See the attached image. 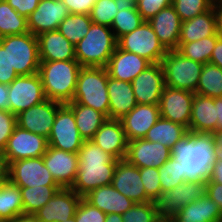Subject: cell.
<instances>
[{
	"label": "cell",
	"mask_w": 222,
	"mask_h": 222,
	"mask_svg": "<svg viewBox=\"0 0 222 222\" xmlns=\"http://www.w3.org/2000/svg\"><path fill=\"white\" fill-rule=\"evenodd\" d=\"M109 119L120 120L136 105L131 82L117 80L108 76Z\"/></svg>",
	"instance_id": "4316f807"
},
{
	"label": "cell",
	"mask_w": 222,
	"mask_h": 222,
	"mask_svg": "<svg viewBox=\"0 0 222 222\" xmlns=\"http://www.w3.org/2000/svg\"><path fill=\"white\" fill-rule=\"evenodd\" d=\"M107 82L108 72L105 67H82L72 102L92 107L109 119Z\"/></svg>",
	"instance_id": "5b68a950"
},
{
	"label": "cell",
	"mask_w": 222,
	"mask_h": 222,
	"mask_svg": "<svg viewBox=\"0 0 222 222\" xmlns=\"http://www.w3.org/2000/svg\"><path fill=\"white\" fill-rule=\"evenodd\" d=\"M8 179L19 187L59 186L46 168L42 157L11 162Z\"/></svg>",
	"instance_id": "7c38bea8"
},
{
	"label": "cell",
	"mask_w": 222,
	"mask_h": 222,
	"mask_svg": "<svg viewBox=\"0 0 222 222\" xmlns=\"http://www.w3.org/2000/svg\"><path fill=\"white\" fill-rule=\"evenodd\" d=\"M140 176L144 185L146 196L152 202H156L162 192L158 168H140Z\"/></svg>",
	"instance_id": "f6af8a7d"
},
{
	"label": "cell",
	"mask_w": 222,
	"mask_h": 222,
	"mask_svg": "<svg viewBox=\"0 0 222 222\" xmlns=\"http://www.w3.org/2000/svg\"><path fill=\"white\" fill-rule=\"evenodd\" d=\"M194 94L165 85L159 101L160 117L183 125L189 131Z\"/></svg>",
	"instance_id": "5bb4252c"
},
{
	"label": "cell",
	"mask_w": 222,
	"mask_h": 222,
	"mask_svg": "<svg viewBox=\"0 0 222 222\" xmlns=\"http://www.w3.org/2000/svg\"><path fill=\"white\" fill-rule=\"evenodd\" d=\"M172 0H139L136 7L144 21H149L160 10L171 5Z\"/></svg>",
	"instance_id": "c3c4849f"
},
{
	"label": "cell",
	"mask_w": 222,
	"mask_h": 222,
	"mask_svg": "<svg viewBox=\"0 0 222 222\" xmlns=\"http://www.w3.org/2000/svg\"><path fill=\"white\" fill-rule=\"evenodd\" d=\"M116 47L111 27L92 22L86 36L75 45L76 60L82 67H106Z\"/></svg>",
	"instance_id": "277c9868"
},
{
	"label": "cell",
	"mask_w": 222,
	"mask_h": 222,
	"mask_svg": "<svg viewBox=\"0 0 222 222\" xmlns=\"http://www.w3.org/2000/svg\"><path fill=\"white\" fill-rule=\"evenodd\" d=\"M158 170L162 191H170L186 181L185 174H182L180 162L175 161L172 157L159 167Z\"/></svg>",
	"instance_id": "b9f144b4"
},
{
	"label": "cell",
	"mask_w": 222,
	"mask_h": 222,
	"mask_svg": "<svg viewBox=\"0 0 222 222\" xmlns=\"http://www.w3.org/2000/svg\"><path fill=\"white\" fill-rule=\"evenodd\" d=\"M83 198L105 214L116 213L122 215L135 204V202L121 194L112 185L98 187Z\"/></svg>",
	"instance_id": "83f0119b"
},
{
	"label": "cell",
	"mask_w": 222,
	"mask_h": 222,
	"mask_svg": "<svg viewBox=\"0 0 222 222\" xmlns=\"http://www.w3.org/2000/svg\"><path fill=\"white\" fill-rule=\"evenodd\" d=\"M81 198L71 188H60L35 215L40 222L69 220L75 216Z\"/></svg>",
	"instance_id": "ffe728a7"
},
{
	"label": "cell",
	"mask_w": 222,
	"mask_h": 222,
	"mask_svg": "<svg viewBox=\"0 0 222 222\" xmlns=\"http://www.w3.org/2000/svg\"><path fill=\"white\" fill-rule=\"evenodd\" d=\"M91 141L116 160L126 157L128 141L120 120L107 118Z\"/></svg>",
	"instance_id": "603a6c76"
},
{
	"label": "cell",
	"mask_w": 222,
	"mask_h": 222,
	"mask_svg": "<svg viewBox=\"0 0 222 222\" xmlns=\"http://www.w3.org/2000/svg\"><path fill=\"white\" fill-rule=\"evenodd\" d=\"M122 5L136 6L139 0H118Z\"/></svg>",
	"instance_id": "e7e4bbea"
},
{
	"label": "cell",
	"mask_w": 222,
	"mask_h": 222,
	"mask_svg": "<svg viewBox=\"0 0 222 222\" xmlns=\"http://www.w3.org/2000/svg\"><path fill=\"white\" fill-rule=\"evenodd\" d=\"M215 143V160H222V132H212Z\"/></svg>",
	"instance_id": "6f0895ef"
},
{
	"label": "cell",
	"mask_w": 222,
	"mask_h": 222,
	"mask_svg": "<svg viewBox=\"0 0 222 222\" xmlns=\"http://www.w3.org/2000/svg\"><path fill=\"white\" fill-rule=\"evenodd\" d=\"M48 146L46 137L16 125L2 153L9 165L16 160L42 157Z\"/></svg>",
	"instance_id": "8fae6325"
},
{
	"label": "cell",
	"mask_w": 222,
	"mask_h": 222,
	"mask_svg": "<svg viewBox=\"0 0 222 222\" xmlns=\"http://www.w3.org/2000/svg\"><path fill=\"white\" fill-rule=\"evenodd\" d=\"M92 24L90 15L69 14L58 27V31L74 46L83 39Z\"/></svg>",
	"instance_id": "74e56055"
},
{
	"label": "cell",
	"mask_w": 222,
	"mask_h": 222,
	"mask_svg": "<svg viewBox=\"0 0 222 222\" xmlns=\"http://www.w3.org/2000/svg\"><path fill=\"white\" fill-rule=\"evenodd\" d=\"M215 143L212 133L187 135L174 144L171 157L180 162L186 181L206 182L215 162Z\"/></svg>",
	"instance_id": "6da1fadb"
},
{
	"label": "cell",
	"mask_w": 222,
	"mask_h": 222,
	"mask_svg": "<svg viewBox=\"0 0 222 222\" xmlns=\"http://www.w3.org/2000/svg\"><path fill=\"white\" fill-rule=\"evenodd\" d=\"M82 66L77 60L40 62V75L46 99L62 104L72 102Z\"/></svg>",
	"instance_id": "3957f363"
},
{
	"label": "cell",
	"mask_w": 222,
	"mask_h": 222,
	"mask_svg": "<svg viewBox=\"0 0 222 222\" xmlns=\"http://www.w3.org/2000/svg\"><path fill=\"white\" fill-rule=\"evenodd\" d=\"M84 139L77 129L73 110L62 104L55 116L51 133L48 137V145L56 149L78 153L82 147Z\"/></svg>",
	"instance_id": "30bf717a"
},
{
	"label": "cell",
	"mask_w": 222,
	"mask_h": 222,
	"mask_svg": "<svg viewBox=\"0 0 222 222\" xmlns=\"http://www.w3.org/2000/svg\"><path fill=\"white\" fill-rule=\"evenodd\" d=\"M121 217L123 222H158L161 219L152 201L133 204Z\"/></svg>",
	"instance_id": "7bdbcfd3"
},
{
	"label": "cell",
	"mask_w": 222,
	"mask_h": 222,
	"mask_svg": "<svg viewBox=\"0 0 222 222\" xmlns=\"http://www.w3.org/2000/svg\"><path fill=\"white\" fill-rule=\"evenodd\" d=\"M68 7L70 14L89 15L96 0H62Z\"/></svg>",
	"instance_id": "f907efd6"
},
{
	"label": "cell",
	"mask_w": 222,
	"mask_h": 222,
	"mask_svg": "<svg viewBox=\"0 0 222 222\" xmlns=\"http://www.w3.org/2000/svg\"><path fill=\"white\" fill-rule=\"evenodd\" d=\"M16 125V115L8 110H0V152L5 149Z\"/></svg>",
	"instance_id": "7dc6e473"
},
{
	"label": "cell",
	"mask_w": 222,
	"mask_h": 222,
	"mask_svg": "<svg viewBox=\"0 0 222 222\" xmlns=\"http://www.w3.org/2000/svg\"><path fill=\"white\" fill-rule=\"evenodd\" d=\"M216 33V18L212 6L208 11L182 22L179 43L198 41Z\"/></svg>",
	"instance_id": "4dcf8cb0"
},
{
	"label": "cell",
	"mask_w": 222,
	"mask_h": 222,
	"mask_svg": "<svg viewBox=\"0 0 222 222\" xmlns=\"http://www.w3.org/2000/svg\"><path fill=\"white\" fill-rule=\"evenodd\" d=\"M195 93L211 98L222 97V69L211 63L204 64Z\"/></svg>",
	"instance_id": "f35d334b"
},
{
	"label": "cell",
	"mask_w": 222,
	"mask_h": 222,
	"mask_svg": "<svg viewBox=\"0 0 222 222\" xmlns=\"http://www.w3.org/2000/svg\"><path fill=\"white\" fill-rule=\"evenodd\" d=\"M170 158L171 150L161 143L145 138L128 141L125 159L138 168H159Z\"/></svg>",
	"instance_id": "d6986e66"
},
{
	"label": "cell",
	"mask_w": 222,
	"mask_h": 222,
	"mask_svg": "<svg viewBox=\"0 0 222 222\" xmlns=\"http://www.w3.org/2000/svg\"><path fill=\"white\" fill-rule=\"evenodd\" d=\"M217 106L214 98L194 94L192 101L189 131L195 133H212L216 130Z\"/></svg>",
	"instance_id": "f1b7e54d"
},
{
	"label": "cell",
	"mask_w": 222,
	"mask_h": 222,
	"mask_svg": "<svg viewBox=\"0 0 222 222\" xmlns=\"http://www.w3.org/2000/svg\"><path fill=\"white\" fill-rule=\"evenodd\" d=\"M214 14L216 18V32L222 38V3H213Z\"/></svg>",
	"instance_id": "9f6ffc18"
},
{
	"label": "cell",
	"mask_w": 222,
	"mask_h": 222,
	"mask_svg": "<svg viewBox=\"0 0 222 222\" xmlns=\"http://www.w3.org/2000/svg\"><path fill=\"white\" fill-rule=\"evenodd\" d=\"M205 192V182L184 181L170 191H162L155 205L160 218L171 219L181 208L199 199Z\"/></svg>",
	"instance_id": "4fadbf2b"
},
{
	"label": "cell",
	"mask_w": 222,
	"mask_h": 222,
	"mask_svg": "<svg viewBox=\"0 0 222 222\" xmlns=\"http://www.w3.org/2000/svg\"><path fill=\"white\" fill-rule=\"evenodd\" d=\"M209 63L214 64L222 69V38L221 37L217 40L215 44Z\"/></svg>",
	"instance_id": "11a10c76"
},
{
	"label": "cell",
	"mask_w": 222,
	"mask_h": 222,
	"mask_svg": "<svg viewBox=\"0 0 222 222\" xmlns=\"http://www.w3.org/2000/svg\"><path fill=\"white\" fill-rule=\"evenodd\" d=\"M219 38L220 36L216 33L198 41L178 43L177 51L183 56L204 65L210 62L212 51Z\"/></svg>",
	"instance_id": "8d00e7d4"
},
{
	"label": "cell",
	"mask_w": 222,
	"mask_h": 222,
	"mask_svg": "<svg viewBox=\"0 0 222 222\" xmlns=\"http://www.w3.org/2000/svg\"><path fill=\"white\" fill-rule=\"evenodd\" d=\"M105 222H123V219L119 214L110 213L106 215Z\"/></svg>",
	"instance_id": "be15d7a7"
},
{
	"label": "cell",
	"mask_w": 222,
	"mask_h": 222,
	"mask_svg": "<svg viewBox=\"0 0 222 222\" xmlns=\"http://www.w3.org/2000/svg\"><path fill=\"white\" fill-rule=\"evenodd\" d=\"M67 105L73 110L80 136L84 140H91L107 117L92 107L75 102H69Z\"/></svg>",
	"instance_id": "1f68e13d"
},
{
	"label": "cell",
	"mask_w": 222,
	"mask_h": 222,
	"mask_svg": "<svg viewBox=\"0 0 222 222\" xmlns=\"http://www.w3.org/2000/svg\"><path fill=\"white\" fill-rule=\"evenodd\" d=\"M42 158L56 183L61 188H71L78 171V153L48 146Z\"/></svg>",
	"instance_id": "ac0fdd59"
},
{
	"label": "cell",
	"mask_w": 222,
	"mask_h": 222,
	"mask_svg": "<svg viewBox=\"0 0 222 222\" xmlns=\"http://www.w3.org/2000/svg\"><path fill=\"white\" fill-rule=\"evenodd\" d=\"M143 21L136 6L122 5L113 19L111 29L115 38L118 39L124 34L134 31Z\"/></svg>",
	"instance_id": "ab89813d"
},
{
	"label": "cell",
	"mask_w": 222,
	"mask_h": 222,
	"mask_svg": "<svg viewBox=\"0 0 222 222\" xmlns=\"http://www.w3.org/2000/svg\"><path fill=\"white\" fill-rule=\"evenodd\" d=\"M205 183L222 184V160H215L212 165L209 178Z\"/></svg>",
	"instance_id": "db71d44e"
},
{
	"label": "cell",
	"mask_w": 222,
	"mask_h": 222,
	"mask_svg": "<svg viewBox=\"0 0 222 222\" xmlns=\"http://www.w3.org/2000/svg\"><path fill=\"white\" fill-rule=\"evenodd\" d=\"M70 14L62 0H41L37 8L27 17L28 31L36 37L55 31Z\"/></svg>",
	"instance_id": "9a60e30c"
},
{
	"label": "cell",
	"mask_w": 222,
	"mask_h": 222,
	"mask_svg": "<svg viewBox=\"0 0 222 222\" xmlns=\"http://www.w3.org/2000/svg\"><path fill=\"white\" fill-rule=\"evenodd\" d=\"M18 76L15 69L9 65L8 48H4L0 43V83L9 85Z\"/></svg>",
	"instance_id": "681fc988"
},
{
	"label": "cell",
	"mask_w": 222,
	"mask_h": 222,
	"mask_svg": "<svg viewBox=\"0 0 222 222\" xmlns=\"http://www.w3.org/2000/svg\"><path fill=\"white\" fill-rule=\"evenodd\" d=\"M60 188V186L20 187L23 213L35 214Z\"/></svg>",
	"instance_id": "e575fe53"
},
{
	"label": "cell",
	"mask_w": 222,
	"mask_h": 222,
	"mask_svg": "<svg viewBox=\"0 0 222 222\" xmlns=\"http://www.w3.org/2000/svg\"><path fill=\"white\" fill-rule=\"evenodd\" d=\"M117 47L137 54L151 63H161L162 58L168 52L158 40L148 21H143L134 31L118 38Z\"/></svg>",
	"instance_id": "ba28073f"
},
{
	"label": "cell",
	"mask_w": 222,
	"mask_h": 222,
	"mask_svg": "<svg viewBox=\"0 0 222 222\" xmlns=\"http://www.w3.org/2000/svg\"><path fill=\"white\" fill-rule=\"evenodd\" d=\"M152 63L137 54L116 47L106 65L108 76L125 82H132Z\"/></svg>",
	"instance_id": "cb8c5ba5"
},
{
	"label": "cell",
	"mask_w": 222,
	"mask_h": 222,
	"mask_svg": "<svg viewBox=\"0 0 222 222\" xmlns=\"http://www.w3.org/2000/svg\"><path fill=\"white\" fill-rule=\"evenodd\" d=\"M78 171L71 189L82 198L92 190L111 185L117 161L91 140L78 150Z\"/></svg>",
	"instance_id": "7a4b0ae2"
},
{
	"label": "cell",
	"mask_w": 222,
	"mask_h": 222,
	"mask_svg": "<svg viewBox=\"0 0 222 222\" xmlns=\"http://www.w3.org/2000/svg\"><path fill=\"white\" fill-rule=\"evenodd\" d=\"M61 105L62 103L46 99L16 115L17 125L48 139L57 110Z\"/></svg>",
	"instance_id": "2e32d148"
},
{
	"label": "cell",
	"mask_w": 222,
	"mask_h": 222,
	"mask_svg": "<svg viewBox=\"0 0 222 222\" xmlns=\"http://www.w3.org/2000/svg\"><path fill=\"white\" fill-rule=\"evenodd\" d=\"M40 62L76 60L75 46L58 30L37 36Z\"/></svg>",
	"instance_id": "484cf974"
},
{
	"label": "cell",
	"mask_w": 222,
	"mask_h": 222,
	"mask_svg": "<svg viewBox=\"0 0 222 222\" xmlns=\"http://www.w3.org/2000/svg\"><path fill=\"white\" fill-rule=\"evenodd\" d=\"M111 185L135 203L151 201L146 196L140 168L130 164L126 159L117 161Z\"/></svg>",
	"instance_id": "44dd1931"
},
{
	"label": "cell",
	"mask_w": 222,
	"mask_h": 222,
	"mask_svg": "<svg viewBox=\"0 0 222 222\" xmlns=\"http://www.w3.org/2000/svg\"><path fill=\"white\" fill-rule=\"evenodd\" d=\"M106 215L100 209L88 203L84 198H81L74 217L76 222H105Z\"/></svg>",
	"instance_id": "bcb514c9"
},
{
	"label": "cell",
	"mask_w": 222,
	"mask_h": 222,
	"mask_svg": "<svg viewBox=\"0 0 222 222\" xmlns=\"http://www.w3.org/2000/svg\"><path fill=\"white\" fill-rule=\"evenodd\" d=\"M0 110L9 111L8 85L0 83Z\"/></svg>",
	"instance_id": "680465c9"
},
{
	"label": "cell",
	"mask_w": 222,
	"mask_h": 222,
	"mask_svg": "<svg viewBox=\"0 0 222 222\" xmlns=\"http://www.w3.org/2000/svg\"><path fill=\"white\" fill-rule=\"evenodd\" d=\"M214 105L217 106V124L214 132H222V97L214 98Z\"/></svg>",
	"instance_id": "91938a15"
},
{
	"label": "cell",
	"mask_w": 222,
	"mask_h": 222,
	"mask_svg": "<svg viewBox=\"0 0 222 222\" xmlns=\"http://www.w3.org/2000/svg\"><path fill=\"white\" fill-rule=\"evenodd\" d=\"M132 89L137 104L159 105L165 87L161 63H152L132 80Z\"/></svg>",
	"instance_id": "e0dca14e"
},
{
	"label": "cell",
	"mask_w": 222,
	"mask_h": 222,
	"mask_svg": "<svg viewBox=\"0 0 222 222\" xmlns=\"http://www.w3.org/2000/svg\"><path fill=\"white\" fill-rule=\"evenodd\" d=\"M27 18L15 11L6 0L0 2V38L27 33Z\"/></svg>",
	"instance_id": "d590c367"
},
{
	"label": "cell",
	"mask_w": 222,
	"mask_h": 222,
	"mask_svg": "<svg viewBox=\"0 0 222 222\" xmlns=\"http://www.w3.org/2000/svg\"><path fill=\"white\" fill-rule=\"evenodd\" d=\"M158 222H174L172 219H168V218H161L159 219Z\"/></svg>",
	"instance_id": "03108f58"
},
{
	"label": "cell",
	"mask_w": 222,
	"mask_h": 222,
	"mask_svg": "<svg viewBox=\"0 0 222 222\" xmlns=\"http://www.w3.org/2000/svg\"><path fill=\"white\" fill-rule=\"evenodd\" d=\"M174 222H222V212L218 205L204 194L171 218Z\"/></svg>",
	"instance_id": "f546056e"
},
{
	"label": "cell",
	"mask_w": 222,
	"mask_h": 222,
	"mask_svg": "<svg viewBox=\"0 0 222 222\" xmlns=\"http://www.w3.org/2000/svg\"><path fill=\"white\" fill-rule=\"evenodd\" d=\"M121 6L118 0H96L89 15L93 23L111 27Z\"/></svg>",
	"instance_id": "60d3db41"
},
{
	"label": "cell",
	"mask_w": 222,
	"mask_h": 222,
	"mask_svg": "<svg viewBox=\"0 0 222 222\" xmlns=\"http://www.w3.org/2000/svg\"><path fill=\"white\" fill-rule=\"evenodd\" d=\"M22 213L20 187L8 179L0 184V222H12Z\"/></svg>",
	"instance_id": "d6a6232c"
},
{
	"label": "cell",
	"mask_w": 222,
	"mask_h": 222,
	"mask_svg": "<svg viewBox=\"0 0 222 222\" xmlns=\"http://www.w3.org/2000/svg\"><path fill=\"white\" fill-rule=\"evenodd\" d=\"M20 15L26 18L37 8L41 0H6Z\"/></svg>",
	"instance_id": "816d5d0a"
},
{
	"label": "cell",
	"mask_w": 222,
	"mask_h": 222,
	"mask_svg": "<svg viewBox=\"0 0 222 222\" xmlns=\"http://www.w3.org/2000/svg\"><path fill=\"white\" fill-rule=\"evenodd\" d=\"M9 165L3 153L0 152V184L8 180Z\"/></svg>",
	"instance_id": "94428289"
},
{
	"label": "cell",
	"mask_w": 222,
	"mask_h": 222,
	"mask_svg": "<svg viewBox=\"0 0 222 222\" xmlns=\"http://www.w3.org/2000/svg\"><path fill=\"white\" fill-rule=\"evenodd\" d=\"M9 111L20 112L46 100L42 81L38 73L19 75L8 85Z\"/></svg>",
	"instance_id": "9c48e42d"
},
{
	"label": "cell",
	"mask_w": 222,
	"mask_h": 222,
	"mask_svg": "<svg viewBox=\"0 0 222 222\" xmlns=\"http://www.w3.org/2000/svg\"><path fill=\"white\" fill-rule=\"evenodd\" d=\"M213 2L222 3V0H213Z\"/></svg>",
	"instance_id": "a7ac6f4b"
},
{
	"label": "cell",
	"mask_w": 222,
	"mask_h": 222,
	"mask_svg": "<svg viewBox=\"0 0 222 222\" xmlns=\"http://www.w3.org/2000/svg\"><path fill=\"white\" fill-rule=\"evenodd\" d=\"M187 133L188 129L185 126L160 117L148 130L145 139L161 143L171 150L174 144L184 138Z\"/></svg>",
	"instance_id": "836d02e7"
},
{
	"label": "cell",
	"mask_w": 222,
	"mask_h": 222,
	"mask_svg": "<svg viewBox=\"0 0 222 222\" xmlns=\"http://www.w3.org/2000/svg\"><path fill=\"white\" fill-rule=\"evenodd\" d=\"M160 118L159 105L137 104L120 119L127 141L143 139Z\"/></svg>",
	"instance_id": "7402d4cb"
},
{
	"label": "cell",
	"mask_w": 222,
	"mask_h": 222,
	"mask_svg": "<svg viewBox=\"0 0 222 222\" xmlns=\"http://www.w3.org/2000/svg\"><path fill=\"white\" fill-rule=\"evenodd\" d=\"M213 3V0H172L171 5L183 22L208 11Z\"/></svg>",
	"instance_id": "ee69618b"
},
{
	"label": "cell",
	"mask_w": 222,
	"mask_h": 222,
	"mask_svg": "<svg viewBox=\"0 0 222 222\" xmlns=\"http://www.w3.org/2000/svg\"><path fill=\"white\" fill-rule=\"evenodd\" d=\"M4 48H8V59L11 68L18 75L38 73L40 66L38 38L30 32L9 35L0 38Z\"/></svg>",
	"instance_id": "8992f818"
},
{
	"label": "cell",
	"mask_w": 222,
	"mask_h": 222,
	"mask_svg": "<svg viewBox=\"0 0 222 222\" xmlns=\"http://www.w3.org/2000/svg\"><path fill=\"white\" fill-rule=\"evenodd\" d=\"M205 193L218 205L222 212V184L205 183Z\"/></svg>",
	"instance_id": "f5cc1de1"
},
{
	"label": "cell",
	"mask_w": 222,
	"mask_h": 222,
	"mask_svg": "<svg viewBox=\"0 0 222 222\" xmlns=\"http://www.w3.org/2000/svg\"><path fill=\"white\" fill-rule=\"evenodd\" d=\"M12 222H40L35 214H20L14 221Z\"/></svg>",
	"instance_id": "6125c7cd"
},
{
	"label": "cell",
	"mask_w": 222,
	"mask_h": 222,
	"mask_svg": "<svg viewBox=\"0 0 222 222\" xmlns=\"http://www.w3.org/2000/svg\"><path fill=\"white\" fill-rule=\"evenodd\" d=\"M62 222H76V220H75V217H72L71 219L65 220V221H62Z\"/></svg>",
	"instance_id": "003e7915"
},
{
	"label": "cell",
	"mask_w": 222,
	"mask_h": 222,
	"mask_svg": "<svg viewBox=\"0 0 222 222\" xmlns=\"http://www.w3.org/2000/svg\"><path fill=\"white\" fill-rule=\"evenodd\" d=\"M148 22L167 51L177 50L182 21L172 5L160 10Z\"/></svg>",
	"instance_id": "d4e9b609"
},
{
	"label": "cell",
	"mask_w": 222,
	"mask_h": 222,
	"mask_svg": "<svg viewBox=\"0 0 222 222\" xmlns=\"http://www.w3.org/2000/svg\"><path fill=\"white\" fill-rule=\"evenodd\" d=\"M161 65L166 86L196 92L203 64L173 50L165 54Z\"/></svg>",
	"instance_id": "52a82bcc"
}]
</instances>
